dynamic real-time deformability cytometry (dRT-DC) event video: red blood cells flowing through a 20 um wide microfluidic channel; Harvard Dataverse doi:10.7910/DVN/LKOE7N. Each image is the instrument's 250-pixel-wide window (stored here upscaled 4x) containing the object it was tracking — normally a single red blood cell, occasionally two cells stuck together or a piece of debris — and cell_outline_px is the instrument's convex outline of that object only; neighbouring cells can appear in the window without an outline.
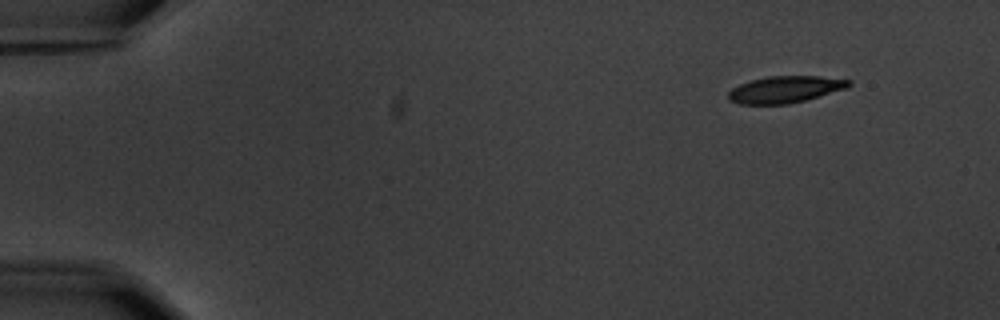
{"species": "common noctule bat (a hibernating species)", "species_latin": "Nyctalus noctula", "temperature_condition": "warm", "stored_images_in_passage": 5, "camera_frame_rate_fps": 3000, "um_per_image_px": 0.085, "animal": {"sex": "male", "body_mass_g": 20.1, "forearm_length_mm": 53.5}, "frame": {"image": 1, "passage_image": 1, "time_ms": 0.0, "image_size_px": [1000, 320], "cell_outline_px": [[852, 84], [848, 88], [804, 100], [788, 104], [740, 104], [728, 100], [728, 92], [732, 88], [740, 84], [752, 80], [768, 76], [820, 76], [852, 80]], "centroid_in_image_um": [66.75, 7.6], "position_along_channel_um": 18.3, "area_um2": 18.79}}
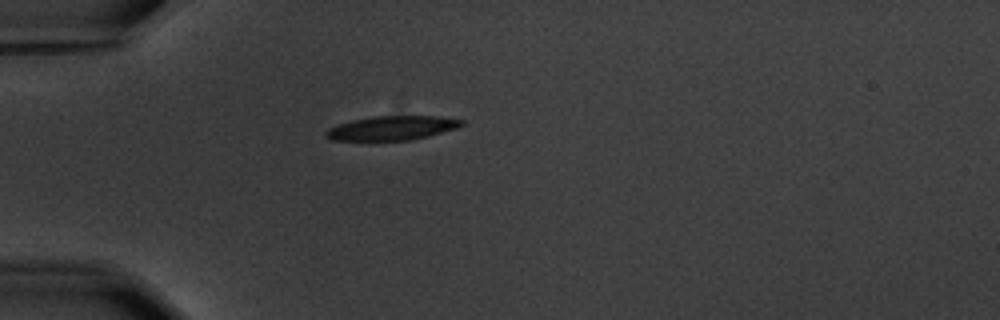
{"frame": {"image": 2, "passage_image": 4, "time_ms": 3.667, "image_size_px": [1000, 320], "cell_outline_px": [[464, 124], [456, 128], [428, 136], [412, 140], [332, 140], [324, 136], [324, 132], [328, 128], [352, 120], [372, 116], [436, 116], [464, 120]], "centroid_in_image_um": [33.3, 10.88], "position_along_channel_um": 51.7, "area_um2": 19.02}}